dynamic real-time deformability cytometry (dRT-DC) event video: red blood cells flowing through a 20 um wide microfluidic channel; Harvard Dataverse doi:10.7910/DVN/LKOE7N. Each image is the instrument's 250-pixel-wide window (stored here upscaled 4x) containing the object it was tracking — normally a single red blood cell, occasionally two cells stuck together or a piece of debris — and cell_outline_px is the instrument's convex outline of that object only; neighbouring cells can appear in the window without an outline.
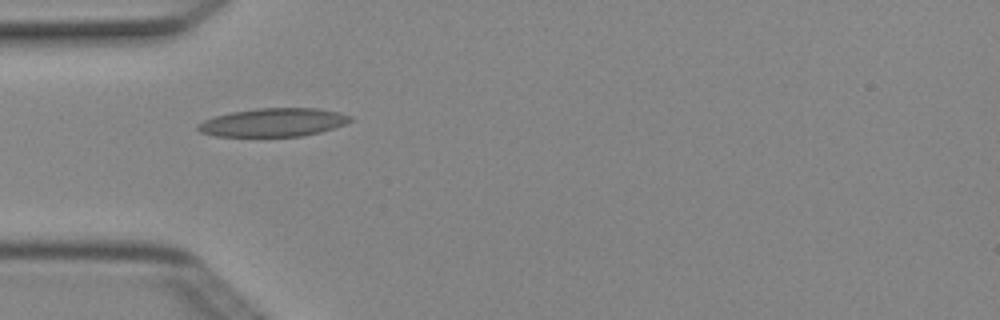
{"species": "Egyptian fruit bat (a non-hibernating species)", "species_latin": "Rousettus aegyptiacus", "temperature_condition": "cold", "stored_images_in_passage": 7, "camera_frame_rate_fps": 3000, "um_per_image_px": 0.085, "animal": {"sex": "female"}, "frame": {"image": 1, "passage_image": 4, "time_ms": 1.0, "image_size_px": [1000, 320], "cell_outline_px": [[352, 120], [344, 124], [320, 132], [304, 136], [216, 136], [200, 132], [196, 128], [196, 124], [204, 120], [216, 116], [232, 112], [256, 108], [316, 108], [340, 112], [352, 116]], "centroid_in_image_um": [23.23, 10.4], "position_along_channel_um": 61.8, "area_um2": 25.14}}
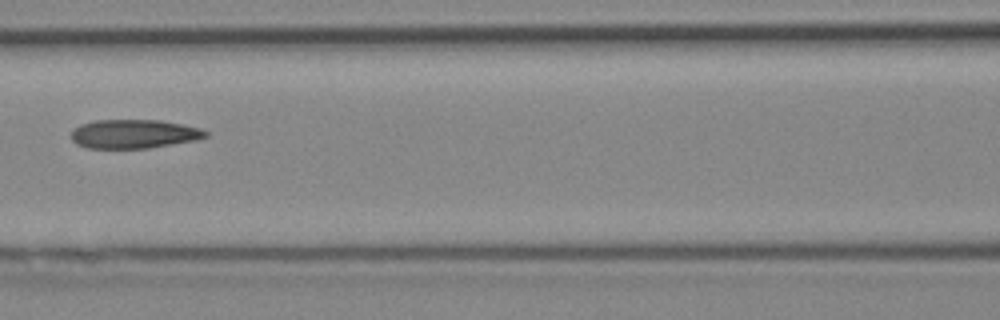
{"frame": {"image": 2, "passage_image": 6, "time_ms": 1.667, "image_size_px": [1000, 320], "cell_outline_px": [[208, 136], [196, 140], [148, 148], [88, 148], [76, 144], [72, 140], [72, 132], [80, 124], [96, 120], [160, 120], [200, 128], [208, 132]], "centroid_in_image_um": [11.38, 11.38], "position_along_channel_um": 155.2, "area_um2": 22.48}}
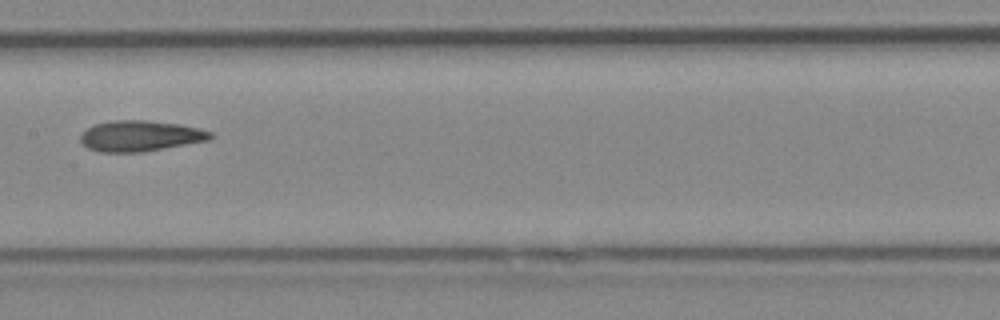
{"frame": {"image": 3, "passage_image": 7, "time_ms": 2.0, "image_size_px": [1000, 320], "cell_outline_px": [[212, 136], [208, 140], [144, 152], [100, 152], [88, 148], [80, 140], [80, 136], [88, 128], [96, 124], [112, 120], [144, 120], [180, 124], [212, 132]], "centroid_in_image_um": [11.91, 11.56], "position_along_channel_um": 195.5, "area_um2": 23.06}}